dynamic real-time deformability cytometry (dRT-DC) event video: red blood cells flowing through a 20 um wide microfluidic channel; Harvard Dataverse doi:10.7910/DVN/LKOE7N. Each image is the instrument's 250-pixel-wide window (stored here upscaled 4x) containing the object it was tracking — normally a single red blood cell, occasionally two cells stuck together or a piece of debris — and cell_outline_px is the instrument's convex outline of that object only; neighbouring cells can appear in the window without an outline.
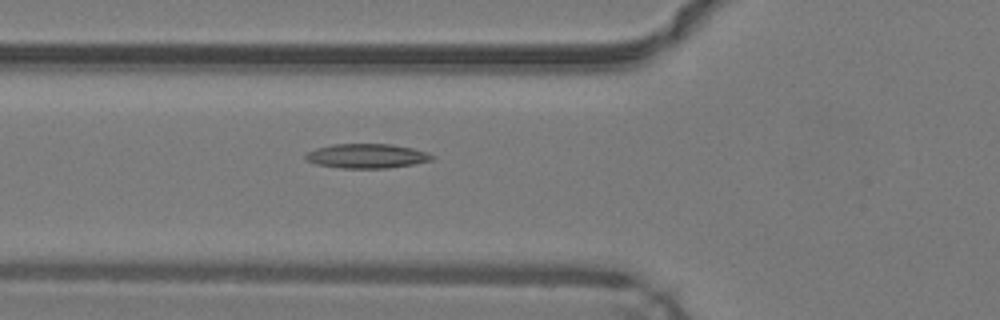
{"species": "common noctule bat (a hibernating species)", "species_latin": "Nyctalus noctula", "temperature_condition": "warm", "stored_images_in_passage": 37, "camera_frame_rate_fps": 3000, "um_per_image_px": 0.085, "animal": {"sex": "male", "body_mass_g": 19.2, "forearm_length_mm": 51.8}, "frame": {"image": 1, "passage_image": 6, "time_ms": 1.667, "image_size_px": [1000, 320], "cell_outline_px": [[436, 156], [432, 160], [412, 164], [388, 168], [340, 168], [316, 164], [304, 160], [304, 156], [308, 152], [316, 148], [332, 144], [392, 144], [412, 148], [428, 152]], "centroid_in_image_um": [31.17, 13.26], "position_along_channel_um": 94.6, "area_um2": 18.09}}
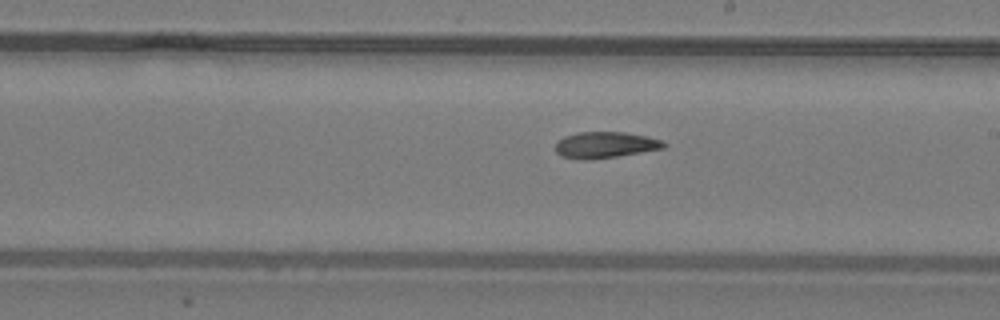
{"frame": {"image": 2, "passage_image": 16, "time_ms": 5.0, "image_size_px": [1000, 320], "cell_outline_px": [[668, 144], [664, 148], [592, 160], [588, 160], [560, 156], [556, 152], [556, 144], [564, 136], [580, 132], [624, 132], [644, 136], [660, 140]], "centroid_in_image_um": [51.42, 12.32], "position_along_channel_um": 237.6, "area_um2": 16.3}}
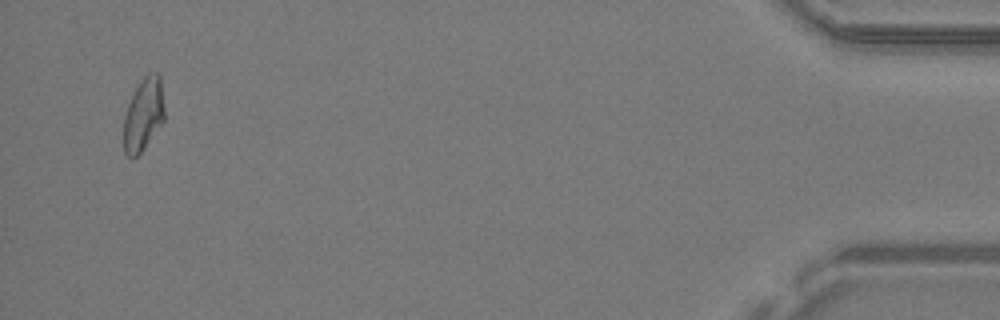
{"frame": {"image": 3, "passage_image": 35, "time_ms": 11.333, "image_size_px": [1000, 320], "cell_outline_px": [[164, 120], [140, 152], [136, 156], [128, 156], [124, 152], [124, 116], [128, 104], [136, 88], [144, 76], [148, 72], [160, 72], [164, 108]], "centroid_in_image_um": [12.2, 9.67], "position_along_channel_um": 423.0, "area_um2": 17.05}}